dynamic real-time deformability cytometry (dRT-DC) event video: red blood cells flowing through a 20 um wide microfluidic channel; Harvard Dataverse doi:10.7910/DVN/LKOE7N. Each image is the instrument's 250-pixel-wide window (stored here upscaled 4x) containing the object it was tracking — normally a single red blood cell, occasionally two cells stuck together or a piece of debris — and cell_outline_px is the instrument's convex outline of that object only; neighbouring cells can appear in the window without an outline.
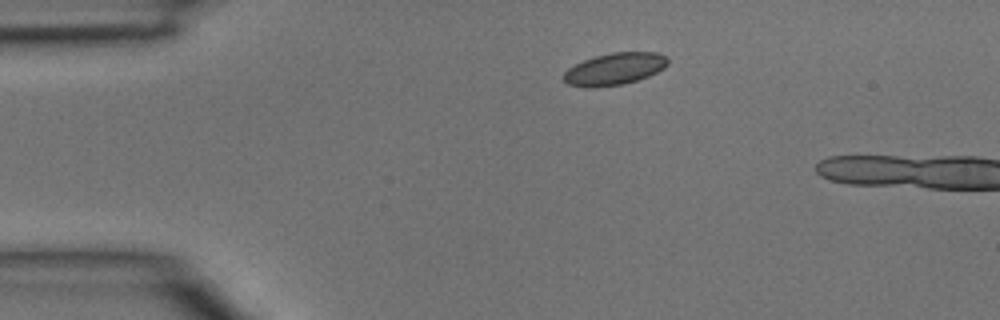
{"species": "common noctule bat (a hibernating species)", "species_latin": "Nyctalus noctula", "temperature_condition": "room temperature", "stored_images_in_passage": 2, "camera_frame_rate_fps": 3000, "um_per_image_px": 0.085, "animal": {"sex": "male", "body_mass_g": 15.6}, "frame": {"image": 1, "passage_image": 1, "time_ms": 0.0, "image_size_px": [1000, 320], "cell_outline_px": [[668, 64], [664, 68], [648, 76], [624, 84], [596, 88], [592, 88], [568, 84], [564, 80], [564, 72], [568, 68], [584, 60], [596, 56], [612, 52], [656, 52], [668, 56]], "centroid_in_image_um": [52.26, 5.86], "position_along_channel_um": 32.7, "area_um2": 19.42}}